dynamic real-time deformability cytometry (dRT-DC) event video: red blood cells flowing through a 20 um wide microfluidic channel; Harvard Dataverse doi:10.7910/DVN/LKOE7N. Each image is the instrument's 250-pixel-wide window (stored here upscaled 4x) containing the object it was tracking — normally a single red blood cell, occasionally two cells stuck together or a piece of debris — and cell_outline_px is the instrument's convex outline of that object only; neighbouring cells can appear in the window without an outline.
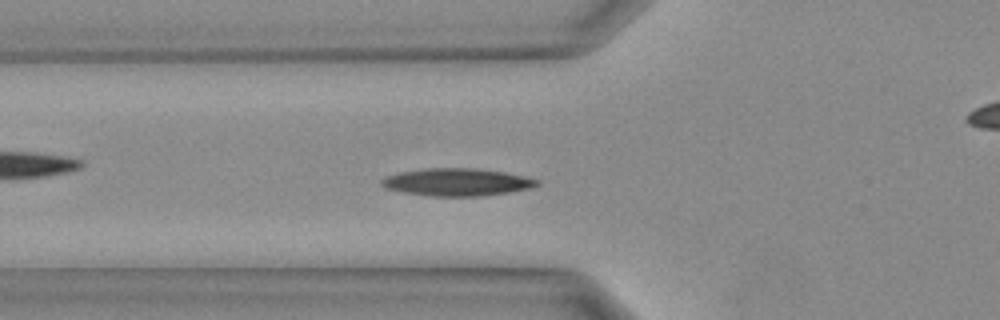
{"species": "Egyptian fruit bat (a non-hibernating species)", "species_latin": "Rousettus aegyptiacus", "temperature_condition": "warm", "stored_images_in_passage": 24, "camera_frame_rate_fps": 3000, "um_per_image_px": 0.085, "animal": {"sex": "female"}, "frame": {"image": 1, "passage_image": 11, "time_ms": 3.333, "image_size_px": [1000, 320], "cell_outline_px": [[540, 184], [532, 188], [508, 192], [480, 196], [428, 196], [404, 192], [388, 188], [380, 184], [380, 180], [388, 176], [400, 172], [424, 168], [472, 168], [504, 172], [524, 176], [540, 180]], "centroid_in_image_um": [38.87, 15.48], "position_along_channel_um": 86.9, "area_um2": 24.8}}